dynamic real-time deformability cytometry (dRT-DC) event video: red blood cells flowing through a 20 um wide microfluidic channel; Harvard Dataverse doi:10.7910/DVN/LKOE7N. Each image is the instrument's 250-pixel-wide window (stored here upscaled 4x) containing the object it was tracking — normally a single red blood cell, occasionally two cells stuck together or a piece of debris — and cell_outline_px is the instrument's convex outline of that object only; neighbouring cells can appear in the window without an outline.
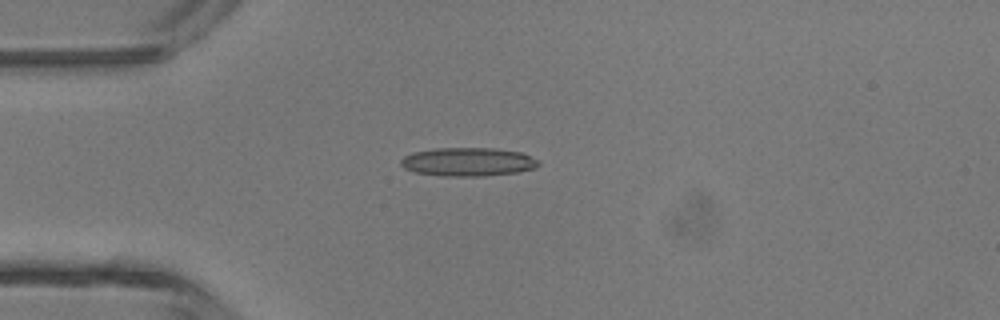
{"species": "common noctule bat (a hibernating species)", "species_latin": "Nyctalus noctula", "temperature_condition": "room temperature", "stored_images_in_passage": 3, "camera_frame_rate_fps": 3000, "um_per_image_px": 0.085, "animal": {"sex": "male", "body_mass_g": 13.3}, "frame": {"image": 1, "passage_image": 3, "time_ms": 0.667, "image_size_px": [1000, 320], "cell_outline_px": [[540, 164], [536, 168], [516, 172], [484, 176], [440, 176], [416, 172], [404, 168], [400, 164], [400, 160], [404, 156], [412, 152], [436, 148], [496, 148], [520, 152], [540, 160]], "centroid_in_image_um": [39.78, 13.75], "position_along_channel_um": 45.2, "area_um2": 23.06}}